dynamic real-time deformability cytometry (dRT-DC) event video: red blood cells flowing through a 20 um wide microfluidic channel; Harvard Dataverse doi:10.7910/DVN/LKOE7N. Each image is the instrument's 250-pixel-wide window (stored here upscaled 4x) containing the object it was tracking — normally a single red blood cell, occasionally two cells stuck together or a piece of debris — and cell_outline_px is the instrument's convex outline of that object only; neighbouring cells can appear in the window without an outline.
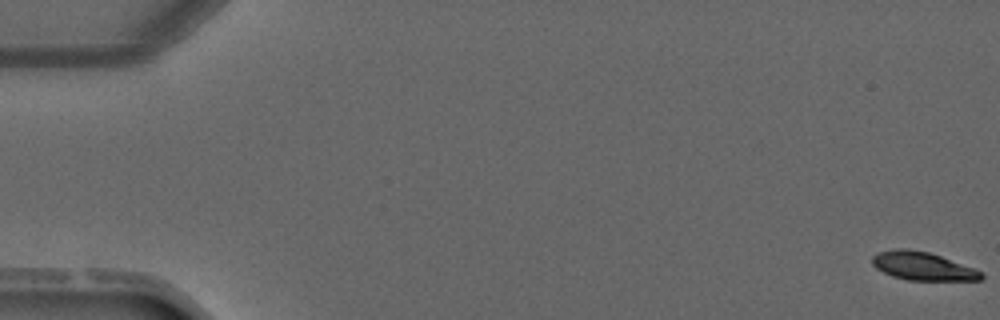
{"species": "common noctule bat (a hibernating species)", "species_latin": "Nyctalus noctula", "temperature_condition": "warm", "stored_images_in_passage": 5, "segment_of_instrument_passage": [1, 2], "camera_frame_rate_fps": 3000, "um_per_image_px": 0.085, "animal": {"sex": "male", "forearm_length_mm": 52.5}, "frame": {"image": 1, "passage_image": 1, "time_ms": 0.0, "image_size_px": [1000, 320], "cell_outline_px": [[984, 276], [980, 280], [908, 280], [892, 276], [876, 268], [872, 264], [872, 256], [876, 252], [896, 248], [908, 248], [928, 252], [976, 268], [984, 272]], "centroid_in_image_um": [78.43, 22.61], "position_along_channel_um": 6.6, "area_um2": 18.09}}
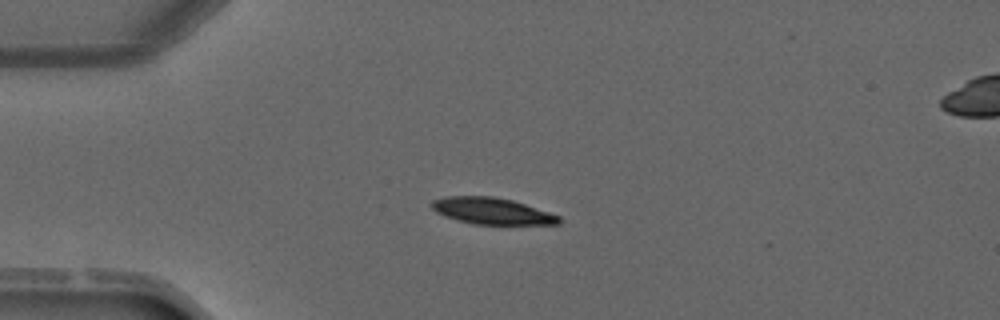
{"frame": {"image": 2, "passage_image": 4, "time_ms": 3.667, "image_size_px": [1000, 320], "cell_outline_px": [[560, 224], [472, 224], [444, 216], [436, 212], [432, 208], [432, 200], [444, 196], [492, 196], [512, 200], [560, 216]], "centroid_in_image_um": [41.77, 17.93], "position_along_channel_um": 43.2, "area_um2": 19.48}}